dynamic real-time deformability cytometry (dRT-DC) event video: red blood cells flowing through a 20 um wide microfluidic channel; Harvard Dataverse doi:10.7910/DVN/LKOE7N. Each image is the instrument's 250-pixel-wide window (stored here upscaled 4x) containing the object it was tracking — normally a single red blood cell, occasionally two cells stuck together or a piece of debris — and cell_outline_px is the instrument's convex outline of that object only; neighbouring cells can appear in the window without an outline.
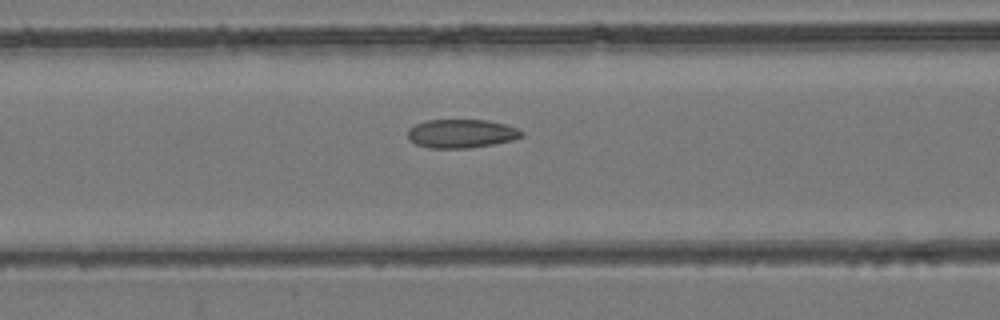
{"species": "common noctule bat (a hibernating species)", "species_latin": "Nyctalus noctula", "temperature_condition": "room temperature", "stored_images_in_passage": 49, "camera_frame_rate_fps": 3000, "um_per_image_px": 0.085, "animal": {"sex": "female", "body_mass_g": 24.6, "forearm_length_mm": 56.2}, "frame": {"image": 1, "passage_image": 21, "time_ms": 6.667, "image_size_px": [1000, 320], "cell_outline_px": [[524, 136], [512, 140], [492, 144], [468, 148], [428, 148], [416, 144], [408, 140], [408, 128], [416, 124], [428, 120], [488, 120], [504, 124], [516, 128], [524, 132]], "centroid_in_image_um": [39.2, 11.36], "position_along_channel_um": 127.4, "area_um2": 19.02}}
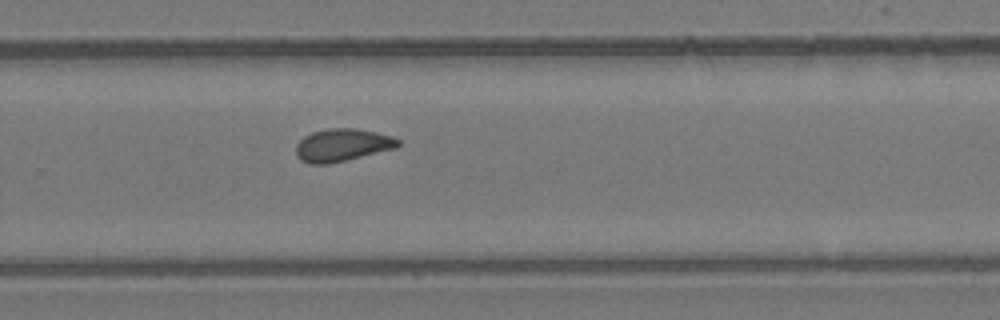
{"frame": {"image": 2, "passage_image": 33, "time_ms": 10.667, "image_size_px": [1000, 320], "cell_outline_px": [[400, 144], [396, 148], [328, 164], [308, 164], [300, 160], [296, 156], [296, 144], [304, 136], [312, 132], [332, 128], [356, 128], [376, 132], [392, 136], [400, 140]], "centroid_in_image_um": [29.08, 12.33], "position_along_channel_um": 300.7, "area_um2": 19.42}}
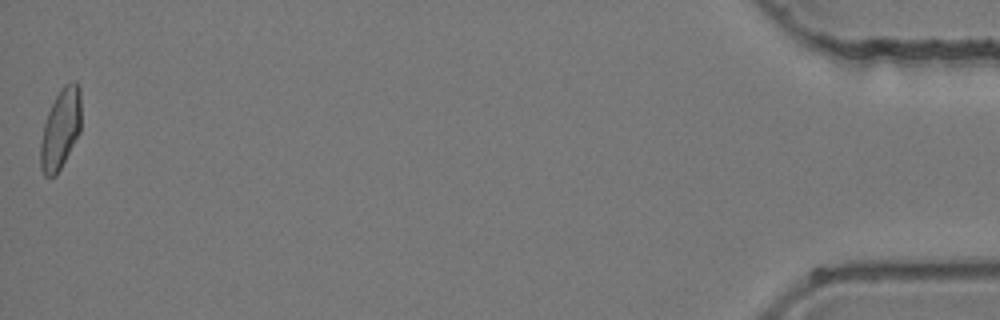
{"frame": {"image": 3, "passage_image": 49, "time_ms": 16.0, "image_size_px": [1000, 320], "cell_outline_px": [[80, 132], [56, 176], [44, 176], [40, 168], [40, 144], [44, 124], [48, 112], [60, 88], [64, 84], [72, 80], [76, 80], [80, 88]], "centroid_in_image_um": [5.14, 10.94], "position_along_channel_um": 430.1, "area_um2": 19.02}}